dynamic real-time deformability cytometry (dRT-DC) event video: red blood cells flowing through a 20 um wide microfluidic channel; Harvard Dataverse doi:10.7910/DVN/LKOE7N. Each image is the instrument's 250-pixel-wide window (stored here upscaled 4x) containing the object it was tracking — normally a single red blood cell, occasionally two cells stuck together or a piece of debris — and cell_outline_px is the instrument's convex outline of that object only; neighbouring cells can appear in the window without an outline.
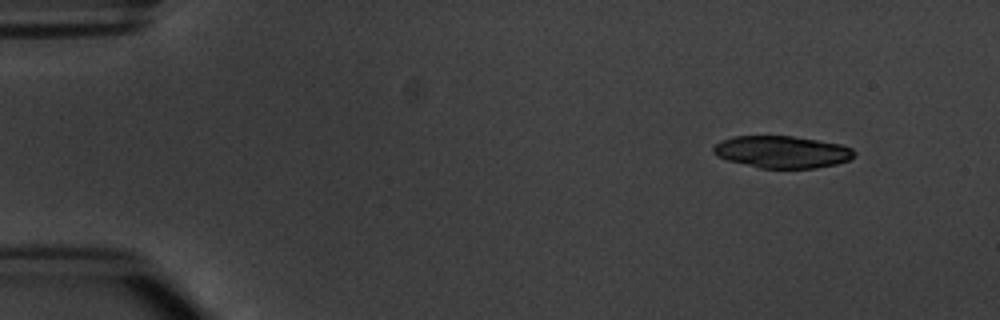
{"species": "common noctule bat (a hibernating species)", "species_latin": "Nyctalus noctula", "temperature_condition": "warm", "stored_images_in_passage": 4, "camera_frame_rate_fps": 3000, "um_per_image_px": 0.085, "animal": {"sex": "male", "body_mass_g": 20.1, "forearm_length_mm": 53.5}, "frame": {"image": 1, "passage_image": 1, "time_ms": 0.0, "image_size_px": [1000, 320], "cell_outline_px": [[856, 156], [848, 160], [836, 164], [816, 168], [760, 168], [728, 160], [716, 156], [712, 152], [712, 148], [720, 140], [732, 136], [792, 136], [840, 144], [852, 148], [856, 152]], "centroid_in_image_um": [66.46, 12.91], "position_along_channel_um": 18.5, "area_um2": 26.41}}